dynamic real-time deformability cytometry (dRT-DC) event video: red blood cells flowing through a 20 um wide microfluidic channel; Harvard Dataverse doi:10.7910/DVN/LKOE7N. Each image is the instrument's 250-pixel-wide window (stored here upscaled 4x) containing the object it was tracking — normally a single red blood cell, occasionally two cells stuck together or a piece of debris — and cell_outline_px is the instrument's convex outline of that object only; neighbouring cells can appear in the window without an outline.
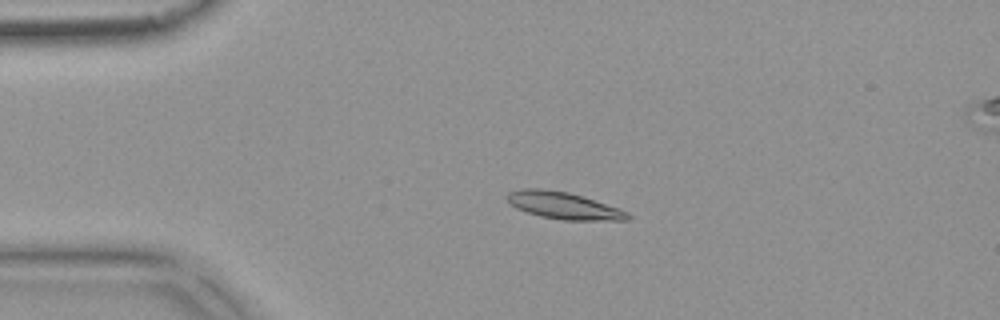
{"species": "common noctule bat (a hibernating species)", "species_latin": "Nyctalus noctula", "temperature_condition": "warm", "stored_images_in_passage": 53, "camera_frame_rate_fps": 3000, "um_per_image_px": 0.085, "animal": {"sex": "female", "body_mass_g": 18.4}, "frame": {"image": 1, "passage_image": 11, "time_ms": 3.333, "image_size_px": [1000, 320], "cell_outline_px": [[632, 216], [628, 220], [564, 220], [540, 216], [516, 208], [504, 196], [508, 192], [524, 188], [540, 188], [568, 192], [620, 208], [628, 212]], "centroid_in_image_um": [47.92, 17.47], "position_along_channel_um": 37.1, "area_um2": 18.9}}
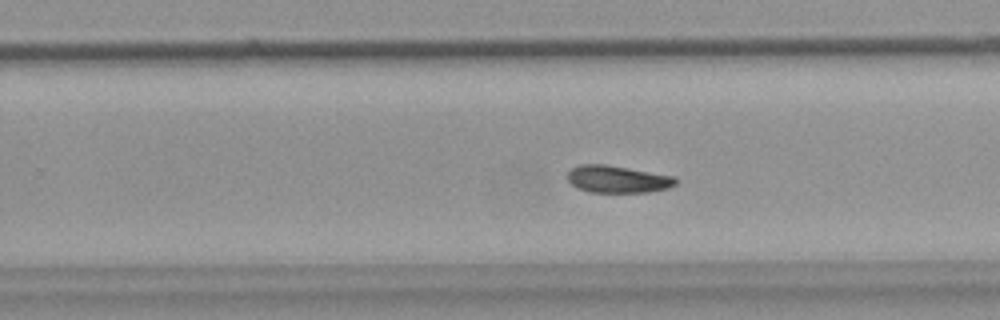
{"frame": {"image": 2, "passage_image": 33, "time_ms": 10.667, "image_size_px": [1000, 320], "cell_outline_px": [[676, 184], [668, 188], [648, 192], [588, 192], [576, 188], [564, 176], [572, 168], [580, 164], [604, 164], [676, 176]], "centroid_in_image_um": [52.46, 15.23], "position_along_channel_um": 277.3, "area_um2": 17.28}}
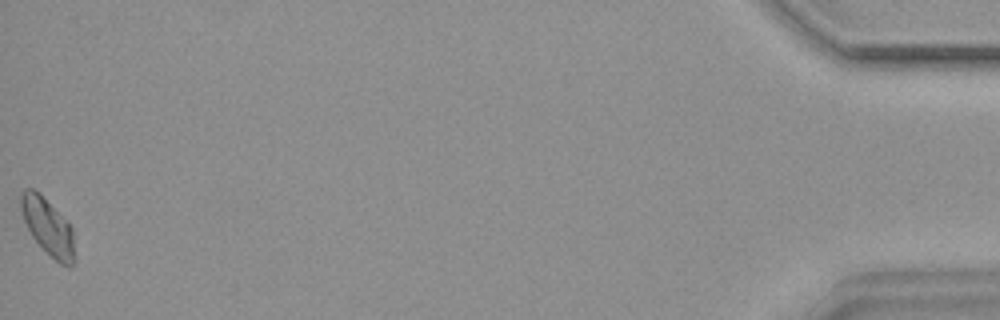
{"frame": {"image": 3, "passage_image": 53, "time_ms": 17.333, "image_size_px": [1000, 320], "cell_outline_px": [[72, 268], [68, 268], [60, 264], [32, 236], [24, 220], [20, 208], [20, 196], [28, 188], [32, 188], [72, 228]], "centroid_in_image_um": [4.03, 19.31], "position_along_channel_um": 431.2, "area_um2": 16.42}, "authors_computed_cell_mechanics": {"area_um2": 17.4556, "velocity_mm_per_s": 3.7656, "shape_relaxation_time_tau1_ms": 9.6864, "shape_relaxation_time_tau2_ms": null, "deformation_change_tau1": 0.1787, "deformation_change_tau2": null}}